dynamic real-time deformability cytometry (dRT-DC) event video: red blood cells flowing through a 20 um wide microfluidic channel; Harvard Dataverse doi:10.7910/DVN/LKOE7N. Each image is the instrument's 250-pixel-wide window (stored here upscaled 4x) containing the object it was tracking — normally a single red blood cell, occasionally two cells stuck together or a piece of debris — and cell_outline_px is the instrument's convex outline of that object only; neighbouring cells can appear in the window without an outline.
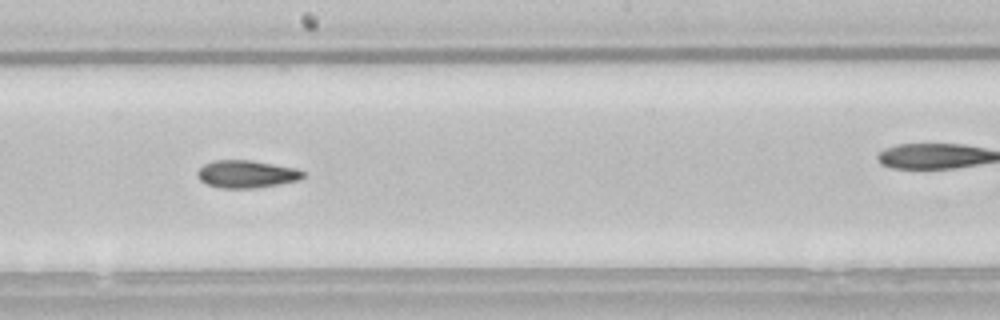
{"species": "common noctule bat (a hibernating species)", "species_latin": "Nyctalus noctula", "temperature_condition": "room temperature", "stored_images_in_passage": 39, "camera_frame_rate_fps": 3000, "um_per_image_px": 0.085, "animal": {"sex": "male", "body_mass_g": 21.5, "forearm_length_mm": 52.0}, "frame": {"image": 1, "passage_image": 23, "time_ms": 7.333, "image_size_px": [1000, 320], "cell_outline_px": [[304, 176], [300, 180], [280, 184], [252, 188], [220, 188], [208, 184], [200, 180], [196, 176], [196, 172], [204, 164], [212, 160], [252, 160], [296, 168], [304, 172]], "centroid_in_image_um": [20.94, 14.79], "position_along_channel_um": 227.3, "area_um2": 17.05}, "authors_computed_cell_mechanics": {"area_um2": 17.051, "velocity_mm_per_s": 3.8474, "shape_relaxation_time_tau1_ms": null, "shape_relaxation_time_tau2_ms": 6.4487, "deformation_change_tau1": null, "deformation_change_tau2": 0.1414}}